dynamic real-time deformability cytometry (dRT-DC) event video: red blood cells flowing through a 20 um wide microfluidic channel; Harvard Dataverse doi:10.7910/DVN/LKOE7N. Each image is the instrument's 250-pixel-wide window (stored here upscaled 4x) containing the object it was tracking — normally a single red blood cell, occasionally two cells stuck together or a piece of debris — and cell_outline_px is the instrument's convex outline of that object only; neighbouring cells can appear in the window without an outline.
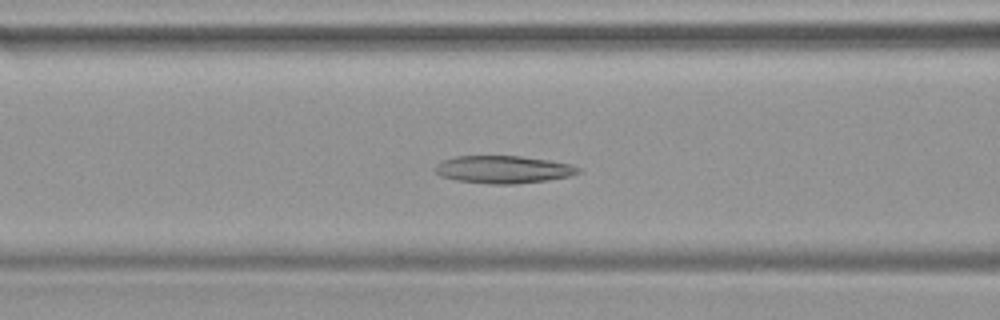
{"species": "common noctule bat (a hibernating species)", "species_latin": "Nyctalus noctula", "temperature_condition": "warm", "stored_images_in_passage": 39, "camera_frame_rate_fps": 3000, "um_per_image_px": 0.085, "animal": {"sex": "female", "body_mass_g": 19.9}, "frame": {"image": 1, "passage_image": 11, "time_ms": 3.333, "image_size_px": [1000, 320], "cell_outline_px": [[580, 172], [568, 176], [544, 180], [512, 184], [492, 184], [456, 180], [440, 176], [432, 168], [440, 160], [456, 156], [520, 156], [548, 160], [568, 164], [580, 168]], "centroid_in_image_um": [42.68, 14.4], "position_along_channel_um": 123.9, "area_um2": 22.83}}
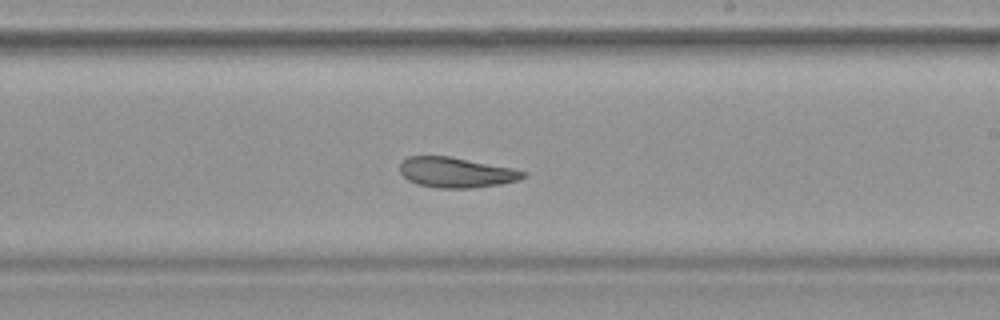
{"frame": {"image": 2, "passage_image": 20, "time_ms": 6.333, "image_size_px": [1000, 320], "cell_outline_px": [[524, 176], [520, 180], [500, 184], [468, 188], [440, 188], [416, 184], [408, 180], [400, 172], [400, 164], [408, 156], [448, 156], [512, 168], [524, 172]], "centroid_in_image_um": [38.73, 14.66], "position_along_channel_um": 250.3, "area_um2": 21.44}}
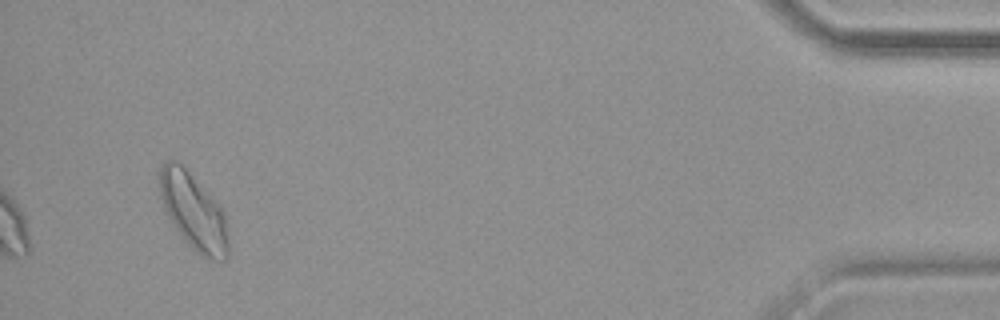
{"frame": {"image": 3, "passage_image": 37, "time_ms": 12.0, "image_size_px": [1000, 320], "cell_outline_px": [[228, 260], [208, 260], [200, 256], [184, 240], [168, 216], [164, 208], [160, 196], [160, 168], [164, 160], [180, 160], [184, 164], [224, 212], [228, 228]], "centroid_in_image_um": [16.46, 17.98], "position_along_channel_um": 418.7, "area_um2": 30.87}}